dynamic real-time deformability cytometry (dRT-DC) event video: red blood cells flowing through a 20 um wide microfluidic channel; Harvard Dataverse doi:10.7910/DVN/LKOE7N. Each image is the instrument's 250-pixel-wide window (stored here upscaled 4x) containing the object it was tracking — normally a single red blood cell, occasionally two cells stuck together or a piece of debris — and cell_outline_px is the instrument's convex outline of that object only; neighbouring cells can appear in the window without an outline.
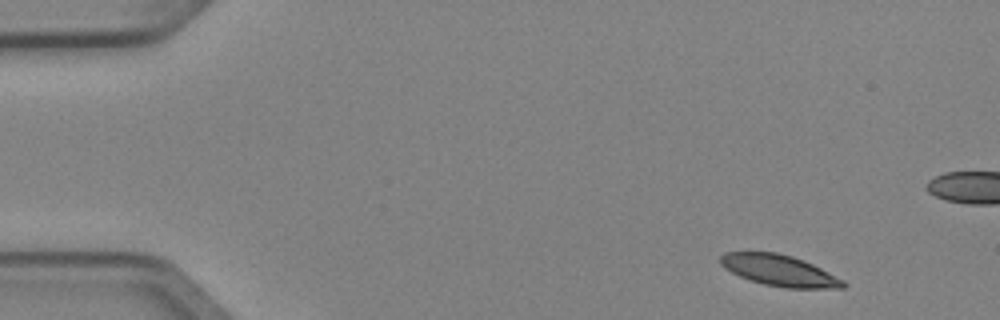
{"species": "Egyptian fruit bat (a non-hibernating species)", "species_latin": "Rousettus aegyptiacus", "temperature_condition": "cold", "stored_images_in_passage": 4, "camera_frame_rate_fps": 3000, "um_per_image_px": 0.085, "animal": {"sex": "female"}, "frame": {"image": 1, "passage_image": 1, "time_ms": 0.0, "image_size_px": [1000, 320], "cell_outline_px": [[848, 284], [844, 288], [788, 288], [764, 284], [740, 276], [724, 268], [720, 264], [720, 256], [724, 252], [776, 252], [792, 256], [804, 260], [844, 280]], "centroid_in_image_um": [66.25, 22.98], "position_along_channel_um": 18.7, "area_um2": 22.14}}